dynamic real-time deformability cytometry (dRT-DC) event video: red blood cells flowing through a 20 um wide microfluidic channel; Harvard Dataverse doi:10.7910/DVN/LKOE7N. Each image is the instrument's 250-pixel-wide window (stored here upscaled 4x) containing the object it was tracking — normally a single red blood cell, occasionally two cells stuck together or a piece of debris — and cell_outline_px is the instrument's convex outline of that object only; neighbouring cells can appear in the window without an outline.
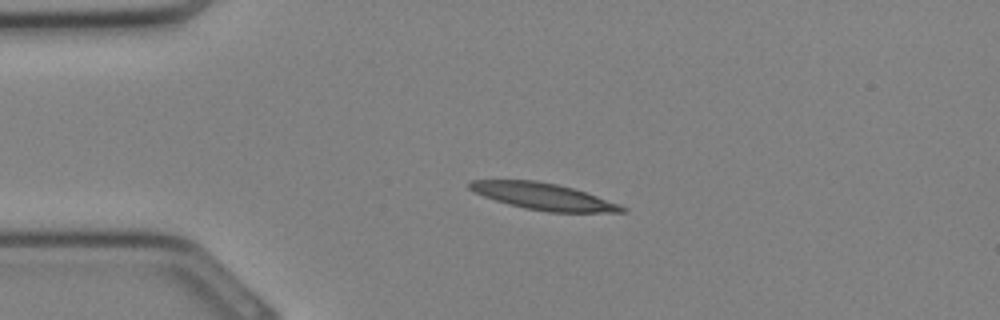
{"species": "Egyptian fruit bat (a non-hibernating species)", "species_latin": "Rousettus aegyptiacus", "temperature_condition": "cold", "stored_images_in_passage": 26, "camera_frame_rate_fps": 3000, "um_per_image_px": 0.085, "animal": {"sex": "female"}, "frame": {"image": 1, "passage_image": 1, "time_ms": 0.0, "image_size_px": [1000, 320], "cell_outline_px": [[628, 208], [624, 212], [548, 212], [524, 208], [508, 204], [484, 196], [468, 188], [468, 184], [472, 180], [536, 180], [556, 184], [572, 188], [620, 204]], "centroid_in_image_um": [46.19, 16.7], "position_along_channel_um": 38.8, "area_um2": 23.41}}
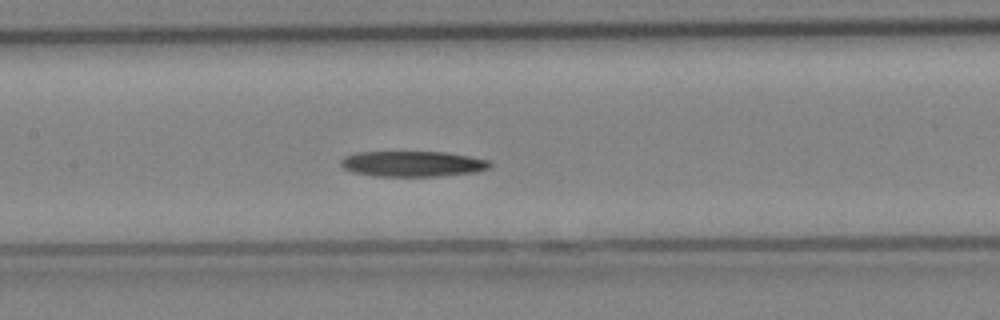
{"frame": {"image": 2, "passage_image": 9, "time_ms": 2.667, "image_size_px": [1000, 320], "cell_outline_px": [[492, 164], [488, 168], [476, 172], [440, 176], [372, 176], [352, 172], [344, 168], [340, 164], [340, 160], [344, 156], [356, 152], [444, 152], [468, 156], [488, 160]], "centroid_in_image_um": [35.03, 13.93], "position_along_channel_um": 172.4, "area_um2": 22.25}}
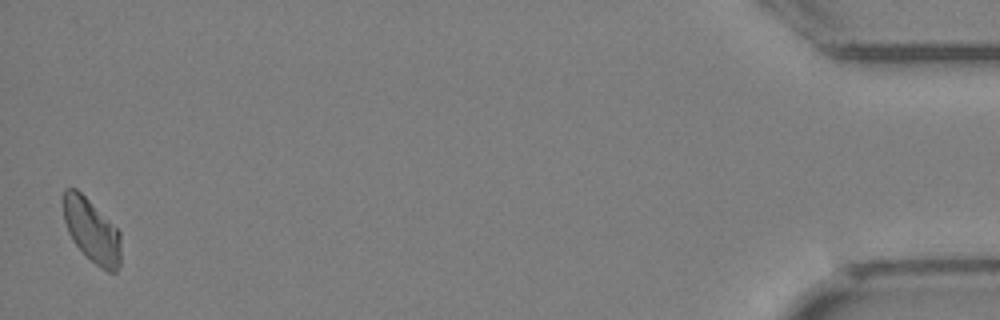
{"frame": {"image": 3, "passage_image": 26, "time_ms": 8.333, "image_size_px": [1000, 320], "cell_outline_px": [[120, 264], [116, 272], [108, 272], [100, 268], [72, 240], [68, 232], [64, 220], [60, 200], [60, 196], [64, 188], [76, 188], [120, 232]], "centroid_in_image_um": [7.74, 19.56], "position_along_channel_um": 427.5, "area_um2": 21.27}}